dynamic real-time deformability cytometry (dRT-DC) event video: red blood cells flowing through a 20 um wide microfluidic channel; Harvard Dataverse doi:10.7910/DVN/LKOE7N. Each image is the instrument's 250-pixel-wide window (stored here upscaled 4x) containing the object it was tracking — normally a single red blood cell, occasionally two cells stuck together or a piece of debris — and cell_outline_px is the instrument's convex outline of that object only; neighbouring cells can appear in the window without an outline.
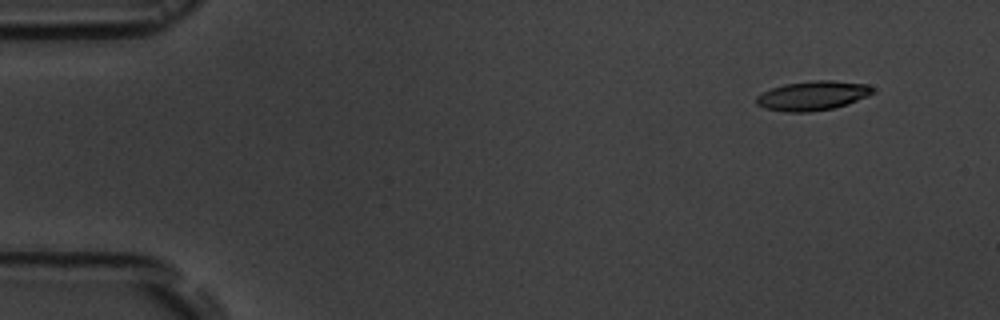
{"species": "common noctule bat (a hibernating species)", "species_latin": "Nyctalus noctula", "temperature_condition": "room temperature", "stored_images_in_passage": 5, "segment_of_instrument_passage": [2, 2], "camera_frame_rate_fps": 3000, "um_per_image_px": 0.085, "animal": {"sex": "male", "body_mass_g": 19.5, "forearm_length_mm": 54.6}, "frame": {"image": 1, "passage_image": 5, "time_ms": 4.667, "image_size_px": [1000, 320], "cell_outline_px": [[876, 92], [868, 96], [848, 104], [832, 108], [808, 112], [784, 112], [764, 108], [756, 104], [756, 96], [772, 88], [784, 84], [816, 80], [832, 80], [868, 84], [876, 88]], "centroid_in_image_um": [69.12, 8.13], "position_along_channel_um": 15.9, "area_um2": 20.06}}